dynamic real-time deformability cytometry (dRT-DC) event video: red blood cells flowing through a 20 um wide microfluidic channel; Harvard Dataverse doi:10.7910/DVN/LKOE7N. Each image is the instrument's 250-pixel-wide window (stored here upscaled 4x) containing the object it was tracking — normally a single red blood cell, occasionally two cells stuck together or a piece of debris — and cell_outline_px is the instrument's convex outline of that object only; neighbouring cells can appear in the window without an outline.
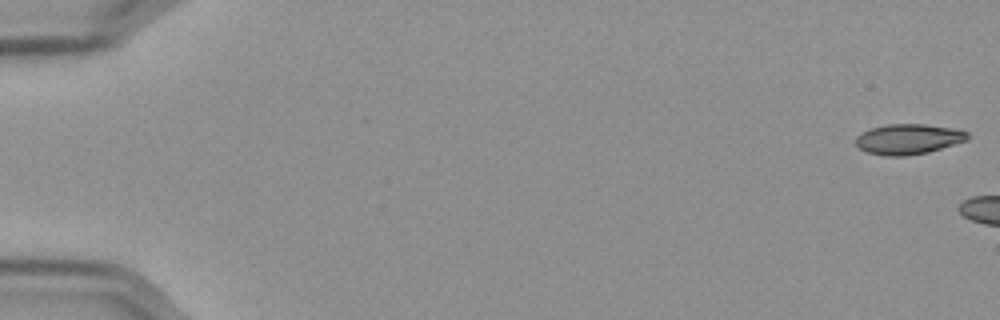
{"species": "Egyptian fruit bat (a non-hibernating species)", "species_latin": "Rousettus aegyptiacus", "temperature_condition": "cold", "stored_images_in_passage": 6, "camera_frame_rate_fps": 3000, "um_per_image_px": 0.085, "frame": {"image": 1, "passage_image": 1, "time_ms": 0.0, "image_size_px": [1000, 320], "cell_outline_px": [[968, 140], [928, 152], [904, 156], [884, 156], [868, 152], [860, 148], [856, 144], [856, 136], [860, 132], [868, 128], [888, 124], [924, 124], [948, 128], [968, 132]], "centroid_in_image_um": [77.16, 11.82], "position_along_channel_um": 7.8, "area_um2": 19.65}}